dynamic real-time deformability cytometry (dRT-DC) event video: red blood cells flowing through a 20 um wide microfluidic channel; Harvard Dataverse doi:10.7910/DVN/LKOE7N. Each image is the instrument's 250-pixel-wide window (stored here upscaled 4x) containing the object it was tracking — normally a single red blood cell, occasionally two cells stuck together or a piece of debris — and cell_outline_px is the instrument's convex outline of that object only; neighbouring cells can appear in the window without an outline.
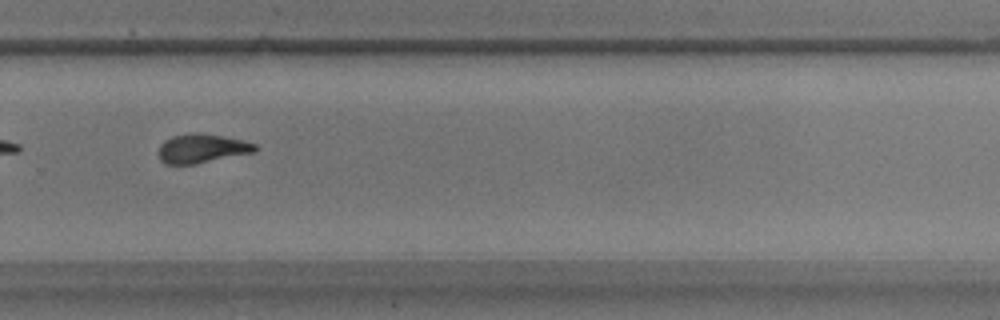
{"species": "common noctule bat (a hibernating species)", "species_latin": "Nyctalus noctula", "temperature_condition": "warm", "stored_images_in_passage": 37, "camera_frame_rate_fps": 3000, "um_per_image_px": 0.085, "animal": {"sex": "male", "body_mass_g": 17.9}, "frame": {"image": 1, "passage_image": 22, "time_ms": 7.0, "image_size_px": [1000, 320], "cell_outline_px": [[260, 148], [256, 152], [196, 164], [164, 164], [160, 160], [156, 152], [160, 144], [164, 140], [172, 136], [196, 132], [220, 136], [240, 140], [256, 144]], "centroid_in_image_um": [17.13, 12.63], "position_along_channel_um": 312.7, "area_um2": 16.53}, "authors_computed_cell_mechanics": {"area_um2": 16.7042, "velocity_mm_per_s": 3.5343, "shape_relaxation_time_tau1_ms": 5.4553, "shape_relaxation_time_tau2_ms": 3.3731, "deformation_change_tau1": 0.1707, "deformation_change_tau2": 0.1083}}